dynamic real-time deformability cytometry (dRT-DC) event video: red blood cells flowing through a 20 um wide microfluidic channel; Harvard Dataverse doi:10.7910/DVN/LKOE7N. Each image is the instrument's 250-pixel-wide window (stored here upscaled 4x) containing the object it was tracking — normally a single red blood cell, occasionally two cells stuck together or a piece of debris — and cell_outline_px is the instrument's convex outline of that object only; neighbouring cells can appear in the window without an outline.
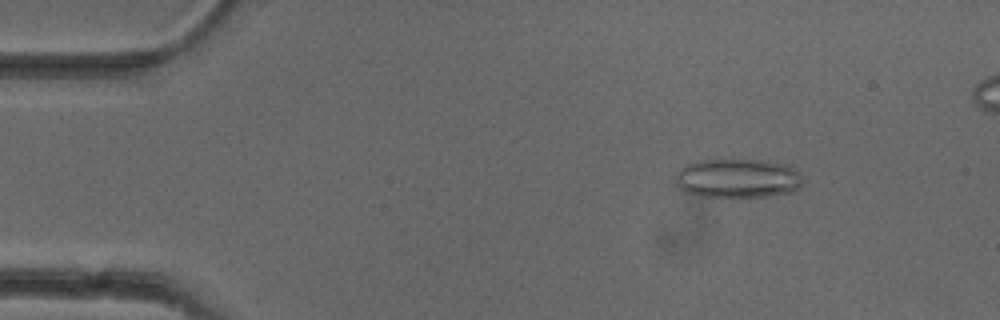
{"species": "common noctule bat (a hibernating species)", "species_latin": "Nyctalus noctula", "temperature_condition": "cold", "stored_images_in_passage": 50, "camera_frame_rate_fps": 3000, "um_per_image_px": 0.085, "animal": {"sex": "female"}, "frame": {"image": 1, "passage_image": 7, "time_ms": 2.0, "image_size_px": [1000, 320], "cell_outline_px": [[804, 180], [792, 192], [768, 196], [696, 196], [684, 192], [676, 184], [676, 172], [680, 168], [688, 164], [700, 160], [768, 160], [788, 164], [796, 168], [800, 172]], "centroid_in_image_um": [62.73, 15.14], "position_along_channel_um": 22.3, "area_um2": 29.25}}
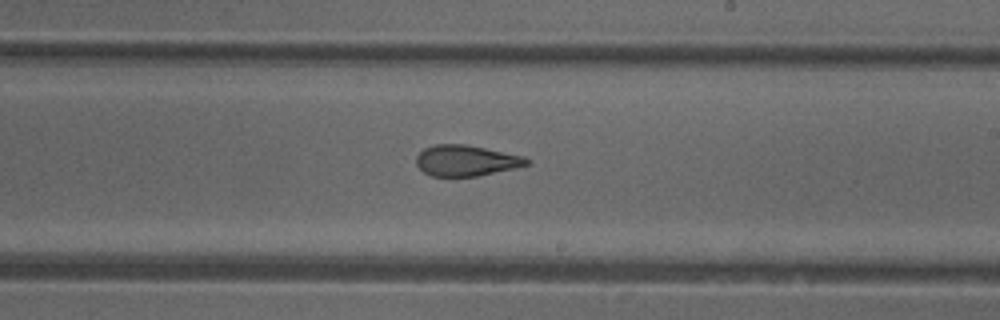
{"frame": {"image": 2, "passage_image": 30, "time_ms": 9.667, "image_size_px": [1000, 320], "cell_outline_px": [[532, 160], [528, 164], [512, 168], [476, 176], [432, 176], [424, 172], [416, 164], [416, 156], [424, 148], [436, 144], [464, 144], [524, 156]], "centroid_in_image_um": [39.59, 13.64], "position_along_channel_um": 249.4, "area_um2": 19.59}}
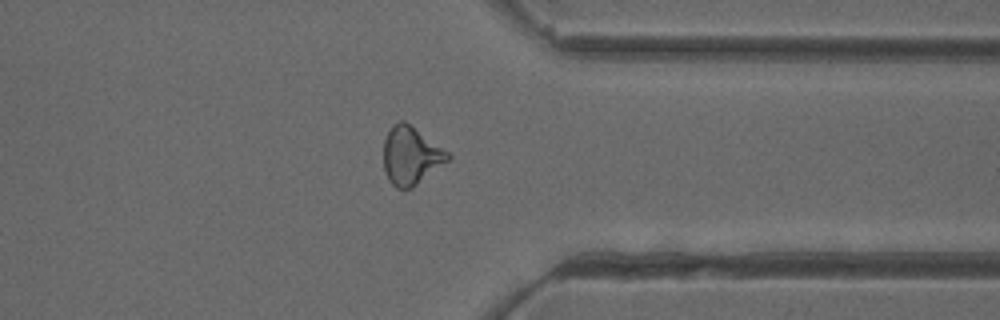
{"frame": {"image": 3, "passage_image": 40, "time_ms": 13.0, "image_size_px": [1000, 320], "cell_outline_px": [[452, 156], [448, 160], [412, 188], [396, 188], [388, 180], [384, 168], [384, 140], [392, 124], [400, 120], [404, 120], [448, 152]], "centroid_in_image_um": [34.9, 13.22], "position_along_channel_um": 376.5, "area_um2": 21.39}}